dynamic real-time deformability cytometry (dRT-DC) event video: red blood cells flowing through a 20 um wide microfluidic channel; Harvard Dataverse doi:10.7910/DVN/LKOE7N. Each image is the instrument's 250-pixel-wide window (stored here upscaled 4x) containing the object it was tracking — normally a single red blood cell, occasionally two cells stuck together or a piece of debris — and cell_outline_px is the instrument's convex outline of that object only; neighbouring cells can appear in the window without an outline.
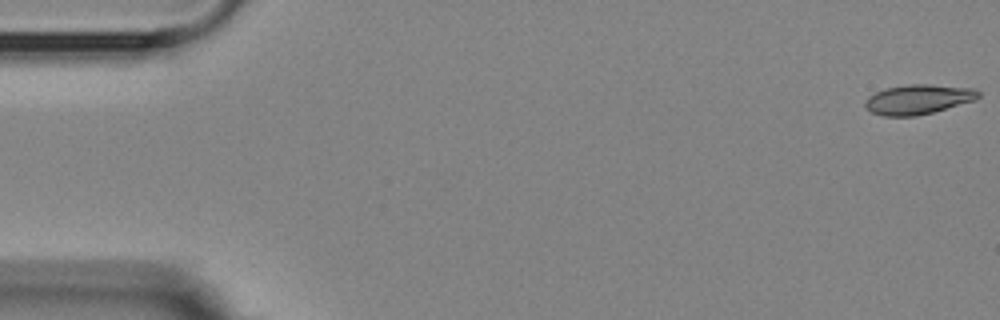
{"species": "Egyptian fruit bat (a non-hibernating species)", "species_latin": "Rousettus aegyptiacus", "temperature_condition": "room temperature", "stored_images_in_passage": 6, "camera_frame_rate_fps": 3000, "um_per_image_px": 0.085, "animal": {"sex": "female"}, "frame": {"image": 1, "passage_image": 1, "time_ms": 0.0, "image_size_px": [1000, 320], "cell_outline_px": [[980, 96], [976, 100], [932, 112], [916, 116], [884, 116], [872, 112], [864, 108], [864, 100], [868, 96], [884, 88], [908, 84], [928, 84], [972, 88], [980, 92]], "centroid_in_image_um": [78.01, 8.44], "position_along_channel_um": 7.0, "area_um2": 19.71}}
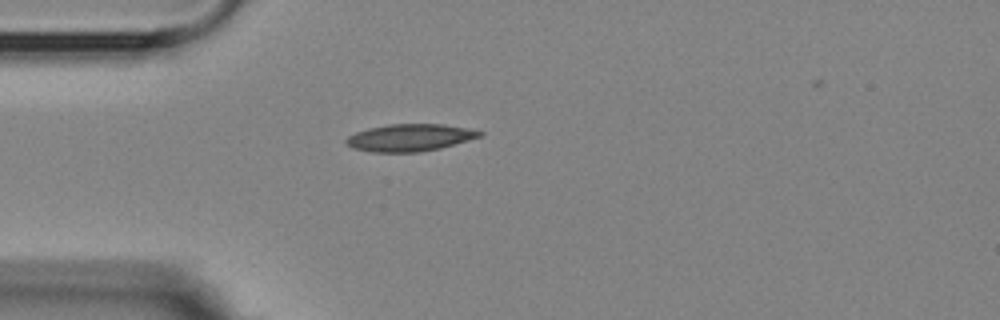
{"frame": {"image": 2, "passage_image": 5, "time_ms": 4.667, "image_size_px": [1000, 320], "cell_outline_px": [[484, 132], [480, 136], [468, 140], [440, 148], [420, 152], [372, 152], [352, 148], [344, 144], [344, 140], [348, 136], [356, 132], [368, 128], [388, 124], [444, 124], [468, 128]], "centroid_in_image_um": [34.79, 11.7], "position_along_channel_um": 50.2, "area_um2": 21.21}}